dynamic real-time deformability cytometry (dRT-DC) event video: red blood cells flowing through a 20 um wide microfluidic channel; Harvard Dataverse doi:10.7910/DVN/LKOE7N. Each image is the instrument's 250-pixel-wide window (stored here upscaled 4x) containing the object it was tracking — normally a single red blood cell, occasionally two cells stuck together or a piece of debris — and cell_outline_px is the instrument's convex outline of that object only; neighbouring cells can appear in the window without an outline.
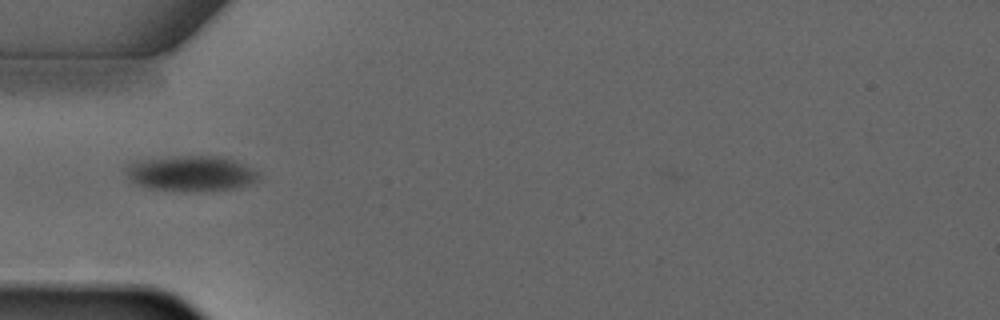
{"species": "common noctule bat (a hibernating species)", "species_latin": "Nyctalus noctula", "temperature_condition": "warm", "stored_images_in_passage": 2, "camera_frame_rate_fps": 3000, "um_per_image_px": 0.085, "animal": {"sex": "male", "forearm_length_mm": 52.5}, "frame": {"image": 1, "passage_image": 1, "time_ms": 0.0, "image_size_px": [1000, 320], "cell_outline_px": [[256, 180], [252, 184], [232, 188], [152, 188], [140, 184], [132, 180], [128, 176], [124, 168], [128, 164], [144, 160], [184, 156], [216, 156], [232, 160], [256, 172]], "centroid_in_image_um": [16.2, 14.69], "position_along_channel_um": 68.8, "area_um2": 25.26}}
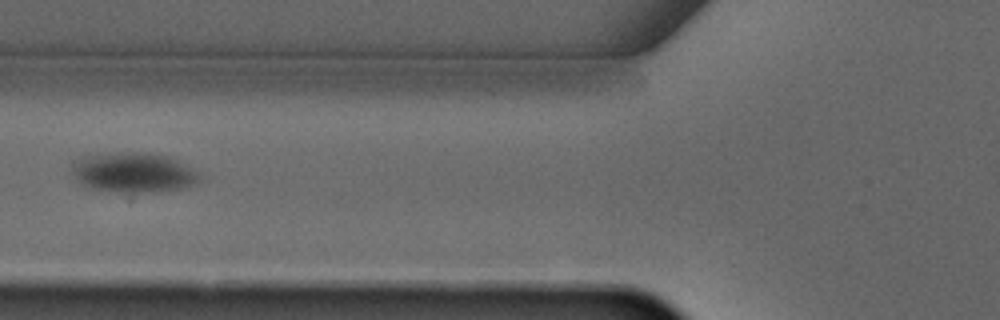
{"frame": {"image": 2, "passage_image": 2, "time_ms": 1.0, "image_size_px": [1000, 320], "cell_outline_px": [[200, 180], [192, 184], [180, 188], [152, 192], [92, 188], [80, 180], [72, 172], [72, 160], [88, 156], [132, 152], [144, 152], [168, 156], [176, 160], [196, 172], [200, 176]], "centroid_in_image_um": [11.36, 14.63], "position_along_channel_um": 114.4, "area_um2": 28.32}}